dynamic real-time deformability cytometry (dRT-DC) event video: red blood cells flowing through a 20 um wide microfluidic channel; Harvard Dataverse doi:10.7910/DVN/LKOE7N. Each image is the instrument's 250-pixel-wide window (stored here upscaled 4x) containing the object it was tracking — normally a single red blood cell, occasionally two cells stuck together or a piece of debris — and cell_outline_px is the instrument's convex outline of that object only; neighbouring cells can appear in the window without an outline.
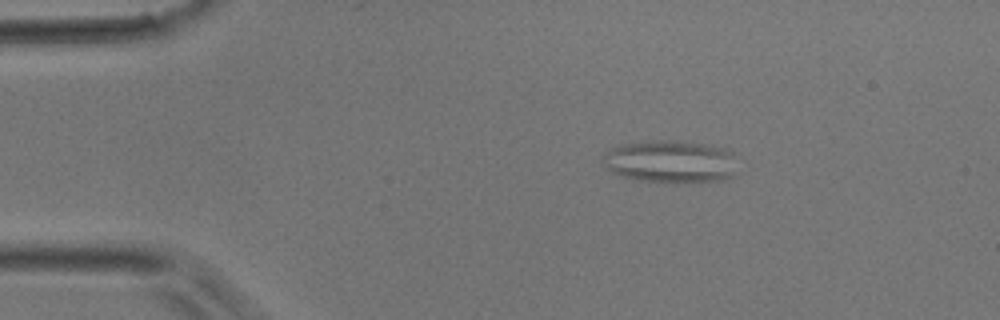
{"species": "common noctule bat (a hibernating species)", "species_latin": "Nyctalus noctula", "temperature_condition": "room temperature", "stored_images_in_passage": 47, "segment_of_instrument_passage": [1, 2], "camera_frame_rate_fps": 3000, "um_per_image_px": 0.085, "animal": {"sex": "male", "body_mass_g": 17.9}, "frame": {"image": 1, "passage_image": 8, "time_ms": 2.333, "image_size_px": [1000, 320], "cell_outline_px": [[732, 176], [724, 180], [632, 180], [620, 176], [612, 172], [604, 164], [600, 156], [604, 152], [612, 148], [624, 144], [648, 140], [676, 140], [704, 144], [728, 148], [732, 156]], "centroid_in_image_um": [56.88, 13.68], "position_along_channel_um": 28.1, "area_um2": 32.6}}